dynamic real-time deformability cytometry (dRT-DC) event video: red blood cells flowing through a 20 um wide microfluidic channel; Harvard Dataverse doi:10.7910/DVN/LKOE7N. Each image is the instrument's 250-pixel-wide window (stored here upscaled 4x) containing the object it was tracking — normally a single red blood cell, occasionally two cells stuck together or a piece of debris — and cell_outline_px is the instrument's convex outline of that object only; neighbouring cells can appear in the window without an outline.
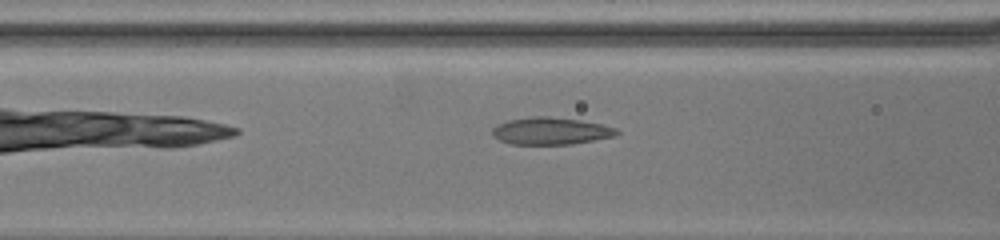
{"species": "common noctule bat (a hibernating species)", "species_latin": "Nyctalus noctula", "temperature_condition": "warm", "stored_images_in_passage": 18, "camera_frame_rate_fps": 3000, "um_per_image_px": 0.085, "animal": {"sex": "female", "body_mass_g": 19.5, "forearm_length_mm": 54.1}, "frame": {"image": 1, "passage_image": 9, "time_ms": 3.333, "image_size_px": [1000, 240], "cell_outline_px": [[620, 132], [616, 136], [572, 144], [508, 144], [492, 136], [492, 128], [496, 124], [508, 120], [532, 116], [548, 116], [580, 120], [604, 124], [616, 128]], "centroid_in_image_um": [46.81, 11.13], "position_along_channel_um": 119.8, "area_um2": 19.94}}
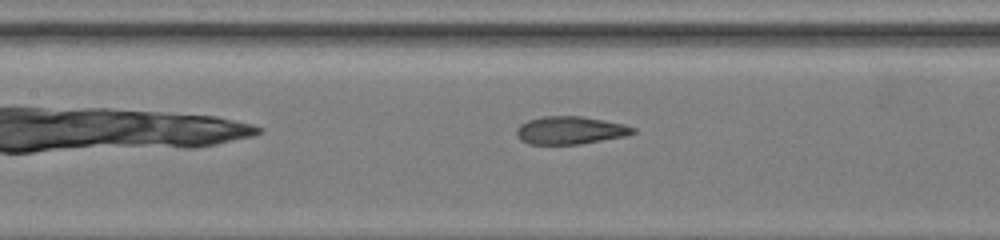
{"frame": {"image": 2, "passage_image": 12, "time_ms": 4.667, "image_size_px": [1000, 240], "cell_outline_px": [[636, 132], [628, 136], [580, 144], [528, 144], [520, 140], [516, 136], [516, 128], [520, 124], [528, 120], [540, 116], [580, 116], [604, 120], [624, 124], [636, 128]], "centroid_in_image_um": [48.46, 11.08], "position_along_channel_um": 158.9, "area_um2": 19.13}}
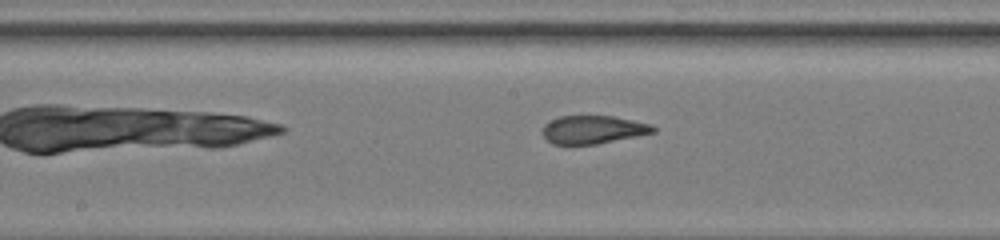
{"frame": {"image": 3, "passage_image": 16, "time_ms": 6.0, "image_size_px": [1000, 240], "cell_outline_px": [[656, 132], [596, 144], [552, 144], [544, 136], [544, 124], [560, 116], [612, 116], [652, 124], [656, 128]], "centroid_in_image_um": [50.44, 11.01], "position_along_channel_um": 197.8, "area_um2": 17.92}}